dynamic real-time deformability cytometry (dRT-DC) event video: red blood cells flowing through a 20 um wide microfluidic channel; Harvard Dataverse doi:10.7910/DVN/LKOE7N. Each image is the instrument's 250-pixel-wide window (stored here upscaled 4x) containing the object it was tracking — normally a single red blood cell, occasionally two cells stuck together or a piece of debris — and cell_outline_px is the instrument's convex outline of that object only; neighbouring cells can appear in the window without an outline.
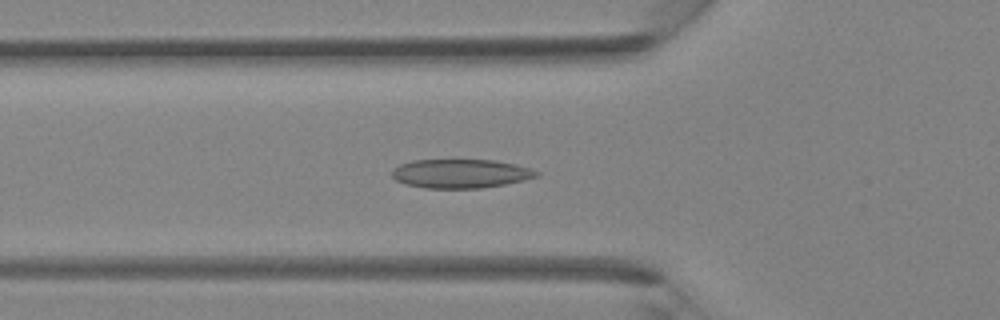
{"species": "Egyptian fruit bat (a non-hibernating species)", "species_latin": "Rousettus aegyptiacus", "temperature_condition": "room temperature", "stored_images_in_passage": 37, "camera_frame_rate_fps": 3000, "um_per_image_px": 0.085, "animal": {"sex": "female"}, "frame": {"image": 1, "passage_image": 10, "time_ms": 3.0, "image_size_px": [1000, 320], "cell_outline_px": [[540, 176], [524, 180], [504, 184], [480, 188], [424, 188], [404, 184], [396, 180], [392, 176], [392, 168], [400, 164], [412, 160], [452, 156], [456, 156], [496, 160], [516, 164], [540, 172]], "centroid_in_image_um": [39.11, 14.69], "position_along_channel_um": 86.7, "area_um2": 25.72}}
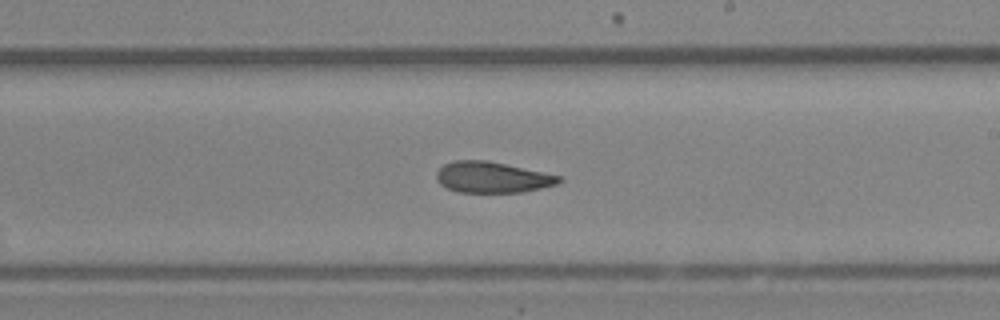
{"frame": {"image": 2, "passage_image": 20, "time_ms": 6.333, "image_size_px": [1000, 320], "cell_outline_px": [[564, 180], [556, 184], [524, 192], [456, 192], [440, 184], [436, 180], [436, 172], [444, 164], [452, 160], [488, 160], [564, 176]], "centroid_in_image_um": [41.86, 15.06], "position_along_channel_um": 247.1, "area_um2": 22.37}}
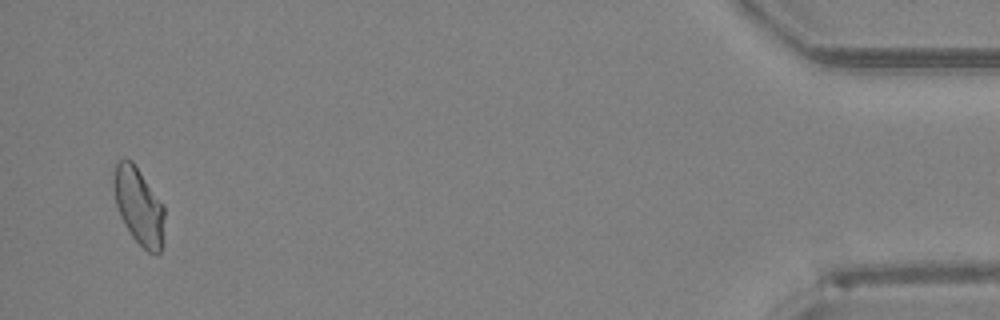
{"frame": {"image": 3, "passage_image": 36, "time_ms": 11.667, "image_size_px": [1000, 320], "cell_outline_px": [[164, 216], [160, 252], [148, 252], [132, 236], [124, 224], [120, 216], [116, 204], [112, 188], [112, 176], [116, 164], [120, 160], [132, 160], [164, 204]], "centroid_in_image_um": [11.77, 17.46], "position_along_channel_um": 423.4, "area_um2": 22.66}}